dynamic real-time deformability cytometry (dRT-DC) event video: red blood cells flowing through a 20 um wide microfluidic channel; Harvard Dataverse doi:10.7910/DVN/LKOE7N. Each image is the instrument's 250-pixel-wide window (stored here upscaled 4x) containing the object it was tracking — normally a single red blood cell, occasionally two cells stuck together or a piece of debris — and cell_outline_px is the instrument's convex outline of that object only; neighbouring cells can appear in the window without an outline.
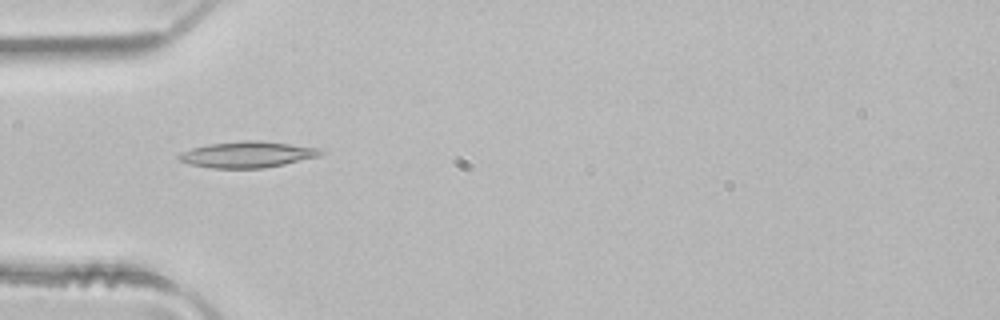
{"species": "common noctule bat (a hibernating species)", "species_latin": "Nyctalus noctula", "temperature_condition": "room temperature", "stored_images_in_passage": 3, "camera_frame_rate_fps": 3000, "um_per_image_px": 0.085, "animal": {"sex": "male", "body_mass_g": 21.5, "forearm_length_mm": 52.0}, "frame": {"image": 1, "passage_image": 3, "time_ms": 0.667, "image_size_px": [1000, 320], "cell_outline_px": [[324, 152], [320, 156], [284, 164], [264, 168], [212, 168], [188, 164], [180, 160], [176, 156], [192, 148], [208, 144], [244, 140], [248, 140], [288, 144], [320, 148]], "centroid_in_image_um": [21.02, 13.14], "position_along_channel_um": 64.0, "area_um2": 21.33}}